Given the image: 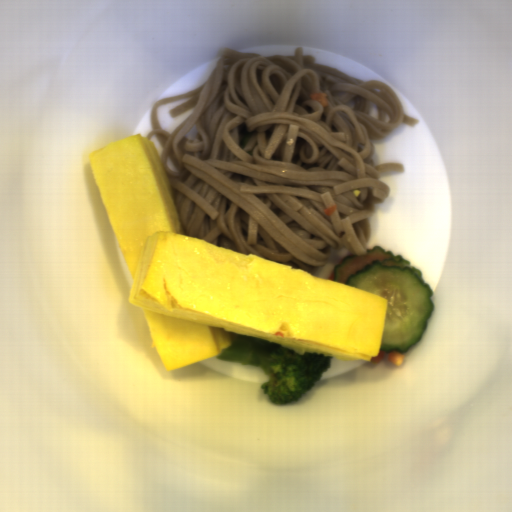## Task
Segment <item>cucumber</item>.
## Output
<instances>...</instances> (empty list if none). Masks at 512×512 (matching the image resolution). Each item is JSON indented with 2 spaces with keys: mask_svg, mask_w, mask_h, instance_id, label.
<instances>
[{
  "mask_svg": "<svg viewBox=\"0 0 512 512\" xmlns=\"http://www.w3.org/2000/svg\"><path fill=\"white\" fill-rule=\"evenodd\" d=\"M332 281L387 298L379 351L407 353L422 339L435 310L434 290L401 254L375 246L345 256Z\"/></svg>",
  "mask_w": 512,
  "mask_h": 512,
  "instance_id": "8b760119",
  "label": "cucumber"
}]
</instances>
